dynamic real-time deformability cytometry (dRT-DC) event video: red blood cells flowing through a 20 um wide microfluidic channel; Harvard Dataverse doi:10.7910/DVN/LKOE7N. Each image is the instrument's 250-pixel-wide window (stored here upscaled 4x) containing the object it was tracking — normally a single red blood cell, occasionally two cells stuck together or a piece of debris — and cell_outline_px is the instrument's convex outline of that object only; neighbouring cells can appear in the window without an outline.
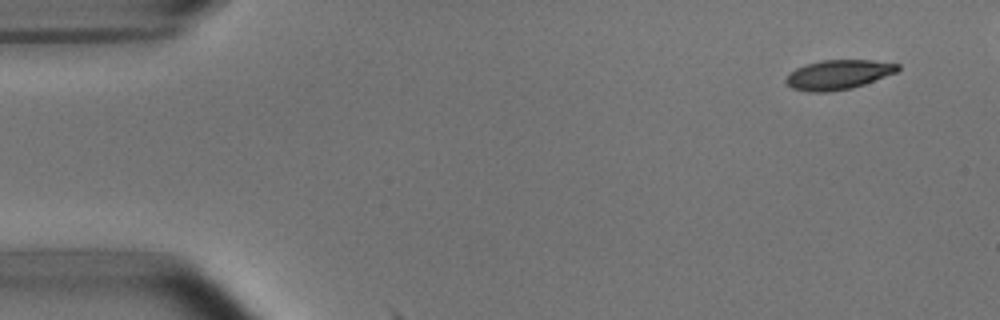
{"species": "common noctule bat (a hibernating species)", "species_latin": "Nyctalus noctula", "temperature_condition": "room temperature", "stored_images_in_passage": 13, "camera_frame_rate_fps": 3000, "um_per_image_px": 0.085, "animal": {"sex": "male", "body_mass_g": 15.6}, "frame": {"image": 1, "passage_image": 1, "time_ms": 0.0, "image_size_px": [1000, 320], "cell_outline_px": [[900, 68], [896, 72], [864, 84], [852, 88], [828, 92], [808, 92], [792, 88], [784, 80], [796, 68], [804, 64], [820, 60], [872, 60], [900, 64]], "centroid_in_image_um": [71.25, 6.34], "position_along_channel_um": 13.8, "area_um2": 19.19}}
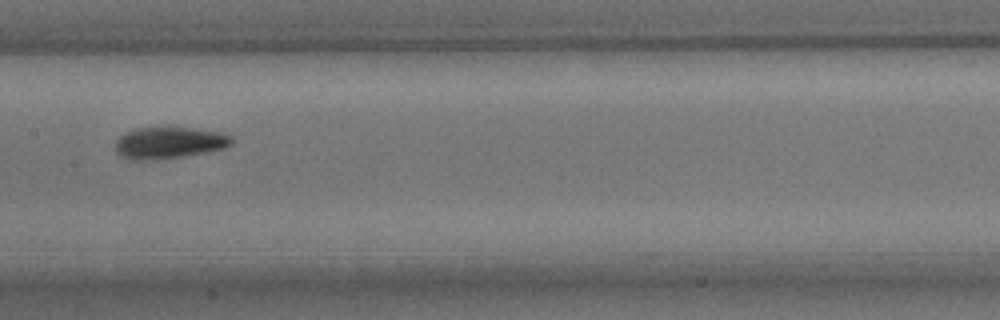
{"frame": {"image": 2, "passage_image": 7, "time_ms": 7.667, "image_size_px": [1000, 320], "cell_outline_px": [[232, 144], [224, 148], [204, 152], [180, 156], [140, 160], [132, 160], [116, 152], [116, 140], [124, 132], [132, 128], [192, 128], [224, 132], [232, 136]], "centroid_in_image_um": [14.39, 12.11], "position_along_channel_um": 193.0, "area_um2": 21.1}}
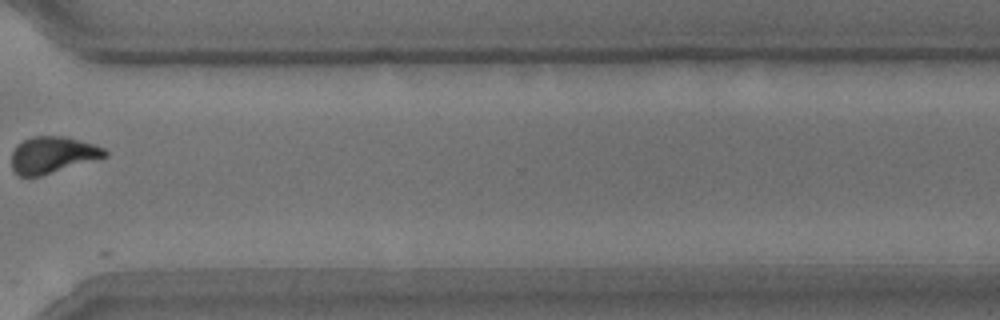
{"frame": {"image": 3, "passage_image": 11, "time_ms": 12.333, "image_size_px": [1000, 320], "cell_outline_px": [[108, 156], [40, 176], [20, 176], [12, 168], [12, 152], [16, 144], [32, 136], [68, 136], [104, 148], [108, 152]], "centroid_in_image_um": [4.46, 13.15], "position_along_channel_um": 366.1, "area_um2": 19.83}, "authors_computed_cell_mechanics": {"area_um2": 19.8254, "velocity_mm_per_s": 3.7197, "shape_relaxation_time_tau1_ms": 2.214, "shape_relaxation_time_tau2_ms": null, "deformation_change_tau1": 0.1215, "deformation_change_tau2": null}}